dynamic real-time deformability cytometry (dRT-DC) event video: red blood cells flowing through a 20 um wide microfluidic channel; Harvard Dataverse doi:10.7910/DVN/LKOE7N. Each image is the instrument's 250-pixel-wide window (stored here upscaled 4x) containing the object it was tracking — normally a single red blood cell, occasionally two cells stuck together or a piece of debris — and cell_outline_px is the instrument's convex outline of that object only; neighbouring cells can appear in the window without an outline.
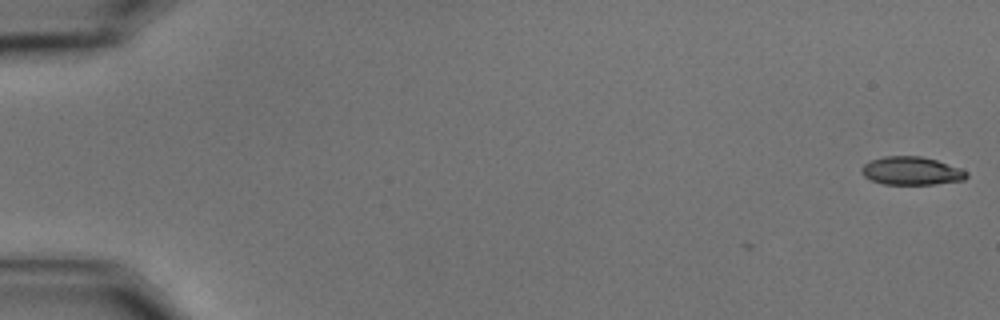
{"species": "common noctule bat (a hibernating species)", "species_latin": "Nyctalus noctula", "temperature_condition": "cold", "stored_images_in_passage": 2, "camera_frame_rate_fps": 3000, "um_per_image_px": 0.085, "animal": {"sex": "male", "body_mass_g": 15.6}, "frame": {"image": 1, "passage_image": 2, "time_ms": 0.333, "image_size_px": [1000, 320], "cell_outline_px": [[968, 176], [964, 180], [936, 184], [884, 184], [872, 180], [864, 176], [860, 172], [860, 168], [864, 164], [872, 160], [884, 156], [920, 156], [936, 160], [960, 168], [968, 172]], "centroid_in_image_um": [77.47, 14.52], "position_along_channel_um": 7.5, "area_um2": 17.22}}